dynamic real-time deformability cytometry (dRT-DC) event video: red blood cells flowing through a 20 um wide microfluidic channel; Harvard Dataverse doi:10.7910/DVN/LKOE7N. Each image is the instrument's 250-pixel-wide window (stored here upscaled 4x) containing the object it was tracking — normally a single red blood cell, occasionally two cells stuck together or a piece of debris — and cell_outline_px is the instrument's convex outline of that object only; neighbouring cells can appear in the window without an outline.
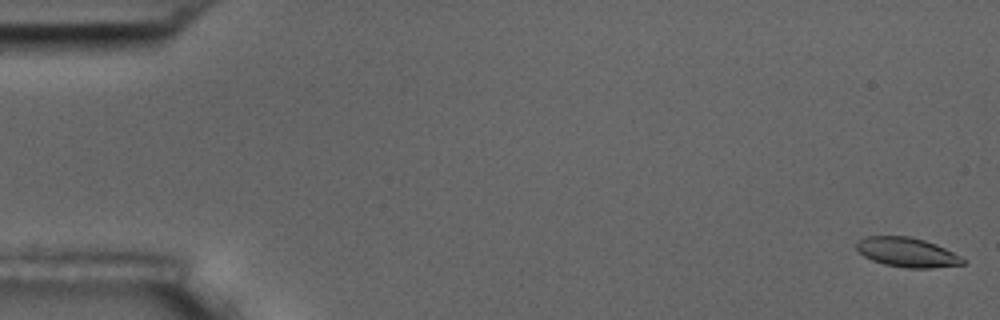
{"species": "common noctule bat (a hibernating species)", "species_latin": "Nyctalus noctula", "temperature_condition": "room temperature", "stored_images_in_passage": 6, "camera_frame_rate_fps": 3000, "um_per_image_px": 0.085, "animal": {"sex": "male", "body_mass_g": 17.5, "forearm_length_mm": 52.3}, "frame": {"image": 1, "passage_image": 1, "time_ms": 0.0, "image_size_px": [1000, 320], "cell_outline_px": [[968, 260], [964, 264], [932, 268], [908, 268], [884, 264], [872, 260], [864, 256], [856, 248], [856, 244], [860, 240], [868, 236], [908, 236], [924, 240], [936, 244]], "centroid_in_image_um": [77.13, 21.45], "position_along_channel_um": 7.9, "area_um2": 18.15}}
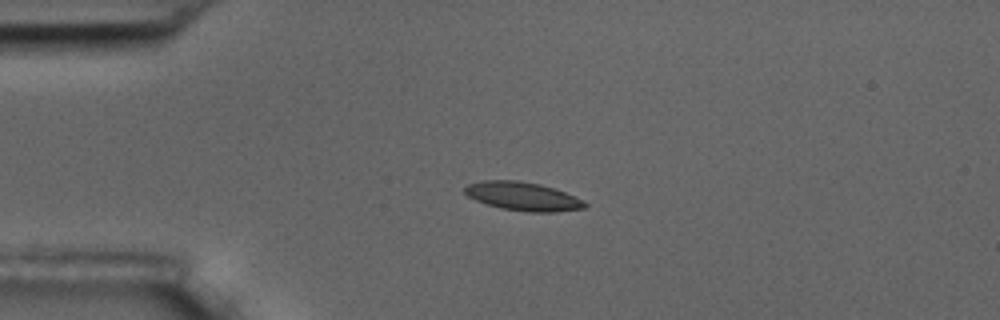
{"frame": {"image": 2, "passage_image": 4, "time_ms": 4.333, "image_size_px": [1000, 320], "cell_outline_px": [[588, 204], [584, 208], [556, 212], [528, 212], [500, 208], [476, 200], [468, 196], [464, 192], [464, 188], [468, 184], [484, 180], [516, 180], [540, 184], [564, 192]], "centroid_in_image_um": [44.4, 16.69], "position_along_channel_um": 40.6, "area_um2": 19.71}}